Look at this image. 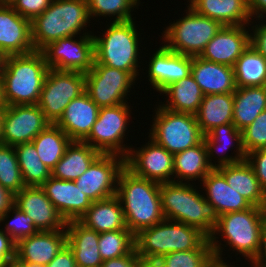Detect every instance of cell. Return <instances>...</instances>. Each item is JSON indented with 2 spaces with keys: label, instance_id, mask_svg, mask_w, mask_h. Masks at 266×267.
Instances as JSON below:
<instances>
[{
  "label": "cell",
  "instance_id": "54",
  "mask_svg": "<svg viewBox=\"0 0 266 267\" xmlns=\"http://www.w3.org/2000/svg\"><path fill=\"white\" fill-rule=\"evenodd\" d=\"M140 267H168L161 258H141Z\"/></svg>",
  "mask_w": 266,
  "mask_h": 267
},
{
  "label": "cell",
  "instance_id": "33",
  "mask_svg": "<svg viewBox=\"0 0 266 267\" xmlns=\"http://www.w3.org/2000/svg\"><path fill=\"white\" fill-rule=\"evenodd\" d=\"M233 97V124L239 131L251 125L266 110V86L236 88Z\"/></svg>",
  "mask_w": 266,
  "mask_h": 267
},
{
  "label": "cell",
  "instance_id": "36",
  "mask_svg": "<svg viewBox=\"0 0 266 267\" xmlns=\"http://www.w3.org/2000/svg\"><path fill=\"white\" fill-rule=\"evenodd\" d=\"M71 141L56 124H50L32 140V143L38 152L40 161L52 171Z\"/></svg>",
  "mask_w": 266,
  "mask_h": 267
},
{
  "label": "cell",
  "instance_id": "16",
  "mask_svg": "<svg viewBox=\"0 0 266 267\" xmlns=\"http://www.w3.org/2000/svg\"><path fill=\"white\" fill-rule=\"evenodd\" d=\"M137 150L130 147L125 158V167L135 176L159 184L174 181V155L152 139ZM172 176V177H171Z\"/></svg>",
  "mask_w": 266,
  "mask_h": 267
},
{
  "label": "cell",
  "instance_id": "61",
  "mask_svg": "<svg viewBox=\"0 0 266 267\" xmlns=\"http://www.w3.org/2000/svg\"><path fill=\"white\" fill-rule=\"evenodd\" d=\"M32 267H46V266L38 265V264H32Z\"/></svg>",
  "mask_w": 266,
  "mask_h": 267
},
{
  "label": "cell",
  "instance_id": "15",
  "mask_svg": "<svg viewBox=\"0 0 266 267\" xmlns=\"http://www.w3.org/2000/svg\"><path fill=\"white\" fill-rule=\"evenodd\" d=\"M51 123L37 104L4 108L1 144L15 146L30 143Z\"/></svg>",
  "mask_w": 266,
  "mask_h": 267
},
{
  "label": "cell",
  "instance_id": "53",
  "mask_svg": "<svg viewBox=\"0 0 266 267\" xmlns=\"http://www.w3.org/2000/svg\"><path fill=\"white\" fill-rule=\"evenodd\" d=\"M248 10L251 18H258L262 21L266 17V0H248Z\"/></svg>",
  "mask_w": 266,
  "mask_h": 267
},
{
  "label": "cell",
  "instance_id": "47",
  "mask_svg": "<svg viewBox=\"0 0 266 267\" xmlns=\"http://www.w3.org/2000/svg\"><path fill=\"white\" fill-rule=\"evenodd\" d=\"M16 258V242L0 229V267H5L9 261Z\"/></svg>",
  "mask_w": 266,
  "mask_h": 267
},
{
  "label": "cell",
  "instance_id": "60",
  "mask_svg": "<svg viewBox=\"0 0 266 267\" xmlns=\"http://www.w3.org/2000/svg\"><path fill=\"white\" fill-rule=\"evenodd\" d=\"M15 0H0V5H8L11 6Z\"/></svg>",
  "mask_w": 266,
  "mask_h": 267
},
{
  "label": "cell",
  "instance_id": "13",
  "mask_svg": "<svg viewBox=\"0 0 266 267\" xmlns=\"http://www.w3.org/2000/svg\"><path fill=\"white\" fill-rule=\"evenodd\" d=\"M85 32L79 38L75 35L49 43L41 52L49 69L57 71H78L86 73L94 64L93 34Z\"/></svg>",
  "mask_w": 266,
  "mask_h": 267
},
{
  "label": "cell",
  "instance_id": "5",
  "mask_svg": "<svg viewBox=\"0 0 266 267\" xmlns=\"http://www.w3.org/2000/svg\"><path fill=\"white\" fill-rule=\"evenodd\" d=\"M140 258H162L175 251L211 249L209 238L195 227L164 219L135 235Z\"/></svg>",
  "mask_w": 266,
  "mask_h": 267
},
{
  "label": "cell",
  "instance_id": "17",
  "mask_svg": "<svg viewBox=\"0 0 266 267\" xmlns=\"http://www.w3.org/2000/svg\"><path fill=\"white\" fill-rule=\"evenodd\" d=\"M14 205L32 218L37 231L66 229L67 222L41 186H25L15 194Z\"/></svg>",
  "mask_w": 266,
  "mask_h": 267
},
{
  "label": "cell",
  "instance_id": "51",
  "mask_svg": "<svg viewBox=\"0 0 266 267\" xmlns=\"http://www.w3.org/2000/svg\"><path fill=\"white\" fill-rule=\"evenodd\" d=\"M15 202V195L0 184V216L7 213Z\"/></svg>",
  "mask_w": 266,
  "mask_h": 267
},
{
  "label": "cell",
  "instance_id": "29",
  "mask_svg": "<svg viewBox=\"0 0 266 267\" xmlns=\"http://www.w3.org/2000/svg\"><path fill=\"white\" fill-rule=\"evenodd\" d=\"M85 227L103 233L115 230H128L123 208L118 197L92 202L89 209L78 219Z\"/></svg>",
  "mask_w": 266,
  "mask_h": 267
},
{
  "label": "cell",
  "instance_id": "57",
  "mask_svg": "<svg viewBox=\"0 0 266 267\" xmlns=\"http://www.w3.org/2000/svg\"><path fill=\"white\" fill-rule=\"evenodd\" d=\"M210 267H235V266H231V263L230 265L226 262H219V261H215Z\"/></svg>",
  "mask_w": 266,
  "mask_h": 267
},
{
  "label": "cell",
  "instance_id": "2",
  "mask_svg": "<svg viewBox=\"0 0 266 267\" xmlns=\"http://www.w3.org/2000/svg\"><path fill=\"white\" fill-rule=\"evenodd\" d=\"M193 186L190 182L174 181L160 184L164 219L195 227L210 238L219 215L215 207Z\"/></svg>",
  "mask_w": 266,
  "mask_h": 267
},
{
  "label": "cell",
  "instance_id": "14",
  "mask_svg": "<svg viewBox=\"0 0 266 267\" xmlns=\"http://www.w3.org/2000/svg\"><path fill=\"white\" fill-rule=\"evenodd\" d=\"M125 168V158L115 154H101L74 182L92 201L116 195L120 172Z\"/></svg>",
  "mask_w": 266,
  "mask_h": 267
},
{
  "label": "cell",
  "instance_id": "3",
  "mask_svg": "<svg viewBox=\"0 0 266 267\" xmlns=\"http://www.w3.org/2000/svg\"><path fill=\"white\" fill-rule=\"evenodd\" d=\"M266 220V208L251 206L243 211L228 212L219 216V221L209 238L215 261L222 260L223 247L216 237L222 236L224 243L233 251L249 259L251 262L257 256L263 224ZM228 243V244H227Z\"/></svg>",
  "mask_w": 266,
  "mask_h": 267
},
{
  "label": "cell",
  "instance_id": "45",
  "mask_svg": "<svg viewBox=\"0 0 266 267\" xmlns=\"http://www.w3.org/2000/svg\"><path fill=\"white\" fill-rule=\"evenodd\" d=\"M53 0H15L11 7L22 17L32 21L42 14Z\"/></svg>",
  "mask_w": 266,
  "mask_h": 267
},
{
  "label": "cell",
  "instance_id": "25",
  "mask_svg": "<svg viewBox=\"0 0 266 267\" xmlns=\"http://www.w3.org/2000/svg\"><path fill=\"white\" fill-rule=\"evenodd\" d=\"M203 140L207 147L208 162L213 168L235 164L246 160V152L242 144V133L236 128L233 123H228L213 128L206 135L203 136ZM233 146L236 149V151H234L236 152L235 156L232 157L228 154L222 155V151L227 152L226 150ZM217 152L222 156L217 155ZM215 155L217 156L216 158H218V164H213L212 162V157H214Z\"/></svg>",
  "mask_w": 266,
  "mask_h": 267
},
{
  "label": "cell",
  "instance_id": "37",
  "mask_svg": "<svg viewBox=\"0 0 266 267\" xmlns=\"http://www.w3.org/2000/svg\"><path fill=\"white\" fill-rule=\"evenodd\" d=\"M236 88L266 86V58L250 44L233 66Z\"/></svg>",
  "mask_w": 266,
  "mask_h": 267
},
{
  "label": "cell",
  "instance_id": "35",
  "mask_svg": "<svg viewBox=\"0 0 266 267\" xmlns=\"http://www.w3.org/2000/svg\"><path fill=\"white\" fill-rule=\"evenodd\" d=\"M161 93L168 99L160 104L165 109L175 112L196 114L201 105L204 93L192 75L167 86Z\"/></svg>",
  "mask_w": 266,
  "mask_h": 267
},
{
  "label": "cell",
  "instance_id": "7",
  "mask_svg": "<svg viewBox=\"0 0 266 267\" xmlns=\"http://www.w3.org/2000/svg\"><path fill=\"white\" fill-rule=\"evenodd\" d=\"M139 34L133 20L111 22L102 36H94V63L139 76Z\"/></svg>",
  "mask_w": 266,
  "mask_h": 267
},
{
  "label": "cell",
  "instance_id": "1",
  "mask_svg": "<svg viewBox=\"0 0 266 267\" xmlns=\"http://www.w3.org/2000/svg\"><path fill=\"white\" fill-rule=\"evenodd\" d=\"M116 196L123 208L127 229L134 235L164 220L159 183L135 176L125 167L118 177Z\"/></svg>",
  "mask_w": 266,
  "mask_h": 267
},
{
  "label": "cell",
  "instance_id": "41",
  "mask_svg": "<svg viewBox=\"0 0 266 267\" xmlns=\"http://www.w3.org/2000/svg\"><path fill=\"white\" fill-rule=\"evenodd\" d=\"M0 184L14 195L25 187L14 146L0 144Z\"/></svg>",
  "mask_w": 266,
  "mask_h": 267
},
{
  "label": "cell",
  "instance_id": "49",
  "mask_svg": "<svg viewBox=\"0 0 266 267\" xmlns=\"http://www.w3.org/2000/svg\"><path fill=\"white\" fill-rule=\"evenodd\" d=\"M140 260L134 249L130 254L103 261L101 267H140Z\"/></svg>",
  "mask_w": 266,
  "mask_h": 267
},
{
  "label": "cell",
  "instance_id": "10",
  "mask_svg": "<svg viewBox=\"0 0 266 267\" xmlns=\"http://www.w3.org/2000/svg\"><path fill=\"white\" fill-rule=\"evenodd\" d=\"M130 109L128 102L101 107L90 134L83 141L101 154H115L126 158L130 148L123 143L130 122Z\"/></svg>",
  "mask_w": 266,
  "mask_h": 267
},
{
  "label": "cell",
  "instance_id": "34",
  "mask_svg": "<svg viewBox=\"0 0 266 267\" xmlns=\"http://www.w3.org/2000/svg\"><path fill=\"white\" fill-rule=\"evenodd\" d=\"M174 182L202 181L213 169L208 162L207 147L202 140L198 145L174 154ZM175 178H178L177 180Z\"/></svg>",
  "mask_w": 266,
  "mask_h": 267
},
{
  "label": "cell",
  "instance_id": "22",
  "mask_svg": "<svg viewBox=\"0 0 266 267\" xmlns=\"http://www.w3.org/2000/svg\"><path fill=\"white\" fill-rule=\"evenodd\" d=\"M41 187L66 222L78 220L91 206L92 201L74 181L51 176Z\"/></svg>",
  "mask_w": 266,
  "mask_h": 267
},
{
  "label": "cell",
  "instance_id": "38",
  "mask_svg": "<svg viewBox=\"0 0 266 267\" xmlns=\"http://www.w3.org/2000/svg\"><path fill=\"white\" fill-rule=\"evenodd\" d=\"M14 148L24 185L42 186L51 177V170L40 161L34 144L32 142L21 143L15 145Z\"/></svg>",
  "mask_w": 266,
  "mask_h": 267
},
{
  "label": "cell",
  "instance_id": "52",
  "mask_svg": "<svg viewBox=\"0 0 266 267\" xmlns=\"http://www.w3.org/2000/svg\"><path fill=\"white\" fill-rule=\"evenodd\" d=\"M251 263L259 267H266V220L263 224L257 256Z\"/></svg>",
  "mask_w": 266,
  "mask_h": 267
},
{
  "label": "cell",
  "instance_id": "6",
  "mask_svg": "<svg viewBox=\"0 0 266 267\" xmlns=\"http://www.w3.org/2000/svg\"><path fill=\"white\" fill-rule=\"evenodd\" d=\"M88 23L87 0H53L42 14L31 21L35 51H41L58 39L83 33Z\"/></svg>",
  "mask_w": 266,
  "mask_h": 267
},
{
  "label": "cell",
  "instance_id": "40",
  "mask_svg": "<svg viewBox=\"0 0 266 267\" xmlns=\"http://www.w3.org/2000/svg\"><path fill=\"white\" fill-rule=\"evenodd\" d=\"M91 17H114L113 22L134 20L131 11L140 4V0H87Z\"/></svg>",
  "mask_w": 266,
  "mask_h": 267
},
{
  "label": "cell",
  "instance_id": "42",
  "mask_svg": "<svg viewBox=\"0 0 266 267\" xmlns=\"http://www.w3.org/2000/svg\"><path fill=\"white\" fill-rule=\"evenodd\" d=\"M161 259L168 267H210L215 262L212 249L175 251Z\"/></svg>",
  "mask_w": 266,
  "mask_h": 267
},
{
  "label": "cell",
  "instance_id": "58",
  "mask_svg": "<svg viewBox=\"0 0 266 267\" xmlns=\"http://www.w3.org/2000/svg\"><path fill=\"white\" fill-rule=\"evenodd\" d=\"M6 56L0 51V76H2Z\"/></svg>",
  "mask_w": 266,
  "mask_h": 267
},
{
  "label": "cell",
  "instance_id": "59",
  "mask_svg": "<svg viewBox=\"0 0 266 267\" xmlns=\"http://www.w3.org/2000/svg\"><path fill=\"white\" fill-rule=\"evenodd\" d=\"M4 109H0V144H1V135H2V119H3Z\"/></svg>",
  "mask_w": 266,
  "mask_h": 267
},
{
  "label": "cell",
  "instance_id": "46",
  "mask_svg": "<svg viewBox=\"0 0 266 267\" xmlns=\"http://www.w3.org/2000/svg\"><path fill=\"white\" fill-rule=\"evenodd\" d=\"M246 161L252 167L261 187L266 192V149H257L246 154Z\"/></svg>",
  "mask_w": 266,
  "mask_h": 267
},
{
  "label": "cell",
  "instance_id": "23",
  "mask_svg": "<svg viewBox=\"0 0 266 267\" xmlns=\"http://www.w3.org/2000/svg\"><path fill=\"white\" fill-rule=\"evenodd\" d=\"M99 107L84 92L73 99L55 123L72 141H83L96 122Z\"/></svg>",
  "mask_w": 266,
  "mask_h": 267
},
{
  "label": "cell",
  "instance_id": "55",
  "mask_svg": "<svg viewBox=\"0 0 266 267\" xmlns=\"http://www.w3.org/2000/svg\"><path fill=\"white\" fill-rule=\"evenodd\" d=\"M6 101L4 98V89H3V80L0 76V109H4L6 107Z\"/></svg>",
  "mask_w": 266,
  "mask_h": 267
},
{
  "label": "cell",
  "instance_id": "44",
  "mask_svg": "<svg viewBox=\"0 0 266 267\" xmlns=\"http://www.w3.org/2000/svg\"><path fill=\"white\" fill-rule=\"evenodd\" d=\"M241 133L246 154L257 149H266V110L262 111Z\"/></svg>",
  "mask_w": 266,
  "mask_h": 267
},
{
  "label": "cell",
  "instance_id": "30",
  "mask_svg": "<svg viewBox=\"0 0 266 267\" xmlns=\"http://www.w3.org/2000/svg\"><path fill=\"white\" fill-rule=\"evenodd\" d=\"M228 185L241 194L252 206L266 208V192L246 160L216 168Z\"/></svg>",
  "mask_w": 266,
  "mask_h": 267
},
{
  "label": "cell",
  "instance_id": "48",
  "mask_svg": "<svg viewBox=\"0 0 266 267\" xmlns=\"http://www.w3.org/2000/svg\"><path fill=\"white\" fill-rule=\"evenodd\" d=\"M262 23L251 26L253 33H250V44L266 58V23Z\"/></svg>",
  "mask_w": 266,
  "mask_h": 267
},
{
  "label": "cell",
  "instance_id": "56",
  "mask_svg": "<svg viewBox=\"0 0 266 267\" xmlns=\"http://www.w3.org/2000/svg\"><path fill=\"white\" fill-rule=\"evenodd\" d=\"M5 267H32V264L20 263L19 261L15 259V260L9 261Z\"/></svg>",
  "mask_w": 266,
  "mask_h": 267
},
{
  "label": "cell",
  "instance_id": "20",
  "mask_svg": "<svg viewBox=\"0 0 266 267\" xmlns=\"http://www.w3.org/2000/svg\"><path fill=\"white\" fill-rule=\"evenodd\" d=\"M248 25L223 26L208 42L200 57L233 67L237 59L250 45Z\"/></svg>",
  "mask_w": 266,
  "mask_h": 267
},
{
  "label": "cell",
  "instance_id": "28",
  "mask_svg": "<svg viewBox=\"0 0 266 267\" xmlns=\"http://www.w3.org/2000/svg\"><path fill=\"white\" fill-rule=\"evenodd\" d=\"M196 13L219 21L223 26L249 25L248 0H189Z\"/></svg>",
  "mask_w": 266,
  "mask_h": 267
},
{
  "label": "cell",
  "instance_id": "39",
  "mask_svg": "<svg viewBox=\"0 0 266 267\" xmlns=\"http://www.w3.org/2000/svg\"><path fill=\"white\" fill-rule=\"evenodd\" d=\"M98 247L103 261L118 258L135 249V235L130 230L99 233Z\"/></svg>",
  "mask_w": 266,
  "mask_h": 267
},
{
  "label": "cell",
  "instance_id": "24",
  "mask_svg": "<svg viewBox=\"0 0 266 267\" xmlns=\"http://www.w3.org/2000/svg\"><path fill=\"white\" fill-rule=\"evenodd\" d=\"M191 75L204 95L234 93L236 91L233 67L192 57Z\"/></svg>",
  "mask_w": 266,
  "mask_h": 267
},
{
  "label": "cell",
  "instance_id": "4",
  "mask_svg": "<svg viewBox=\"0 0 266 267\" xmlns=\"http://www.w3.org/2000/svg\"><path fill=\"white\" fill-rule=\"evenodd\" d=\"M48 70L41 51L6 56L1 76L6 105L37 104Z\"/></svg>",
  "mask_w": 266,
  "mask_h": 267
},
{
  "label": "cell",
  "instance_id": "11",
  "mask_svg": "<svg viewBox=\"0 0 266 267\" xmlns=\"http://www.w3.org/2000/svg\"><path fill=\"white\" fill-rule=\"evenodd\" d=\"M85 92V73L49 69L37 105L45 118L55 124L65 108Z\"/></svg>",
  "mask_w": 266,
  "mask_h": 267
},
{
  "label": "cell",
  "instance_id": "43",
  "mask_svg": "<svg viewBox=\"0 0 266 267\" xmlns=\"http://www.w3.org/2000/svg\"><path fill=\"white\" fill-rule=\"evenodd\" d=\"M10 222H8L5 229L3 230L8 234L16 243L26 237L34 235L37 229L34 227L33 220L30 216L26 215L15 205L4 215L0 216V223L5 221L10 215Z\"/></svg>",
  "mask_w": 266,
  "mask_h": 267
},
{
  "label": "cell",
  "instance_id": "31",
  "mask_svg": "<svg viewBox=\"0 0 266 267\" xmlns=\"http://www.w3.org/2000/svg\"><path fill=\"white\" fill-rule=\"evenodd\" d=\"M101 155L84 141H71L61 160L51 171V176L65 181H75Z\"/></svg>",
  "mask_w": 266,
  "mask_h": 267
},
{
  "label": "cell",
  "instance_id": "12",
  "mask_svg": "<svg viewBox=\"0 0 266 267\" xmlns=\"http://www.w3.org/2000/svg\"><path fill=\"white\" fill-rule=\"evenodd\" d=\"M135 80L129 72L94 63L85 73V92L99 108L117 106L127 102Z\"/></svg>",
  "mask_w": 266,
  "mask_h": 267
},
{
  "label": "cell",
  "instance_id": "21",
  "mask_svg": "<svg viewBox=\"0 0 266 267\" xmlns=\"http://www.w3.org/2000/svg\"><path fill=\"white\" fill-rule=\"evenodd\" d=\"M67 244L65 230L37 231L16 243V260L47 266Z\"/></svg>",
  "mask_w": 266,
  "mask_h": 267
},
{
  "label": "cell",
  "instance_id": "8",
  "mask_svg": "<svg viewBox=\"0 0 266 267\" xmlns=\"http://www.w3.org/2000/svg\"><path fill=\"white\" fill-rule=\"evenodd\" d=\"M187 9L185 16L166 27L162 38L164 45L177 54L200 56L223 25L196 13L190 6Z\"/></svg>",
  "mask_w": 266,
  "mask_h": 267
},
{
  "label": "cell",
  "instance_id": "19",
  "mask_svg": "<svg viewBox=\"0 0 266 267\" xmlns=\"http://www.w3.org/2000/svg\"><path fill=\"white\" fill-rule=\"evenodd\" d=\"M0 51L5 56L25 55L35 51L31 21L8 5H0Z\"/></svg>",
  "mask_w": 266,
  "mask_h": 267
},
{
  "label": "cell",
  "instance_id": "9",
  "mask_svg": "<svg viewBox=\"0 0 266 267\" xmlns=\"http://www.w3.org/2000/svg\"><path fill=\"white\" fill-rule=\"evenodd\" d=\"M157 107L148 136L156 144L174 155L203 140L204 135L194 114L171 111L161 105Z\"/></svg>",
  "mask_w": 266,
  "mask_h": 267
},
{
  "label": "cell",
  "instance_id": "26",
  "mask_svg": "<svg viewBox=\"0 0 266 267\" xmlns=\"http://www.w3.org/2000/svg\"><path fill=\"white\" fill-rule=\"evenodd\" d=\"M67 245L70 247L77 267H101L98 241L99 233L89 229L78 220L66 224Z\"/></svg>",
  "mask_w": 266,
  "mask_h": 267
},
{
  "label": "cell",
  "instance_id": "27",
  "mask_svg": "<svg viewBox=\"0 0 266 267\" xmlns=\"http://www.w3.org/2000/svg\"><path fill=\"white\" fill-rule=\"evenodd\" d=\"M206 201L210 202L219 216L228 213L243 211L252 205L234 188L227 184L224 176L213 168L202 180Z\"/></svg>",
  "mask_w": 266,
  "mask_h": 267
},
{
  "label": "cell",
  "instance_id": "32",
  "mask_svg": "<svg viewBox=\"0 0 266 267\" xmlns=\"http://www.w3.org/2000/svg\"><path fill=\"white\" fill-rule=\"evenodd\" d=\"M233 93L204 95L198 112L195 114L203 135L213 128L233 123Z\"/></svg>",
  "mask_w": 266,
  "mask_h": 267
},
{
  "label": "cell",
  "instance_id": "50",
  "mask_svg": "<svg viewBox=\"0 0 266 267\" xmlns=\"http://www.w3.org/2000/svg\"><path fill=\"white\" fill-rule=\"evenodd\" d=\"M46 267H77L70 247L66 244Z\"/></svg>",
  "mask_w": 266,
  "mask_h": 267
},
{
  "label": "cell",
  "instance_id": "18",
  "mask_svg": "<svg viewBox=\"0 0 266 267\" xmlns=\"http://www.w3.org/2000/svg\"><path fill=\"white\" fill-rule=\"evenodd\" d=\"M148 63V80L153 89L161 94L167 86L191 74L192 56L177 54L163 45Z\"/></svg>",
  "mask_w": 266,
  "mask_h": 267
}]
</instances>
